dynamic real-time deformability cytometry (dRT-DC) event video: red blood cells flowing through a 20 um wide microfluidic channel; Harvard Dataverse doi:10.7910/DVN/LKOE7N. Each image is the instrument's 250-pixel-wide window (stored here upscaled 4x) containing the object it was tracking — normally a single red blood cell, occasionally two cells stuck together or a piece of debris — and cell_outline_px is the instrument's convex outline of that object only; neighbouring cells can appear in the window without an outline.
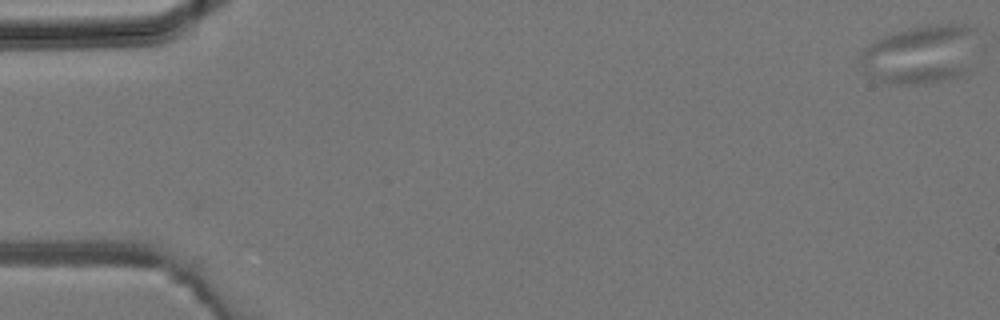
{"species": "common noctule bat (a hibernating species)", "species_latin": "Nyctalus noctula", "temperature_condition": "room temperature", "stored_images_in_passage": 4, "camera_frame_rate_fps": 3000, "um_per_image_px": 0.085, "animal": {"sex": "male", "body_mass_g": 19.2, "forearm_length_mm": 51.8}, "frame": {"image": 1, "passage_image": 1, "time_ms": 0.0, "image_size_px": [1000, 320], "cell_outline_px": [[980, 28], [968, 76], [948, 80], [924, 84], [900, 84], [872, 80], [860, 72], [860, 52], [864, 48], [876, 40], [884, 36], [908, 28], [932, 24], [976, 24]], "centroid_in_image_um": [78.31, 4.63], "position_along_channel_um": 6.7, "area_um2": 41.85}}